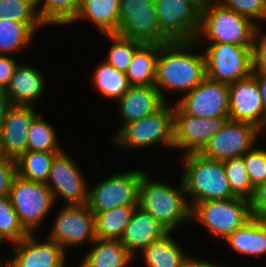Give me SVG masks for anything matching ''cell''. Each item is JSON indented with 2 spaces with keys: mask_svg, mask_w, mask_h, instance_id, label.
I'll list each match as a JSON object with an SVG mask.
<instances>
[{
  "mask_svg": "<svg viewBox=\"0 0 266 267\" xmlns=\"http://www.w3.org/2000/svg\"><path fill=\"white\" fill-rule=\"evenodd\" d=\"M2 123H0V142H1V133H2Z\"/></svg>",
  "mask_w": 266,
  "mask_h": 267,
  "instance_id": "obj_48",
  "label": "cell"
},
{
  "mask_svg": "<svg viewBox=\"0 0 266 267\" xmlns=\"http://www.w3.org/2000/svg\"><path fill=\"white\" fill-rule=\"evenodd\" d=\"M33 106L11 105L2 123L0 153L16 161L27 151L28 131L39 114Z\"/></svg>",
  "mask_w": 266,
  "mask_h": 267,
  "instance_id": "obj_19",
  "label": "cell"
},
{
  "mask_svg": "<svg viewBox=\"0 0 266 267\" xmlns=\"http://www.w3.org/2000/svg\"><path fill=\"white\" fill-rule=\"evenodd\" d=\"M183 157L181 179L186 197L191 198L188 200L190 208L202 201L236 197L230 189L223 162L207 159L200 153H189Z\"/></svg>",
  "mask_w": 266,
  "mask_h": 267,
  "instance_id": "obj_4",
  "label": "cell"
},
{
  "mask_svg": "<svg viewBox=\"0 0 266 267\" xmlns=\"http://www.w3.org/2000/svg\"><path fill=\"white\" fill-rule=\"evenodd\" d=\"M167 233L168 231L150 213L137 206L120 242L135 257L136 252L141 253Z\"/></svg>",
  "mask_w": 266,
  "mask_h": 267,
  "instance_id": "obj_21",
  "label": "cell"
},
{
  "mask_svg": "<svg viewBox=\"0 0 266 267\" xmlns=\"http://www.w3.org/2000/svg\"><path fill=\"white\" fill-rule=\"evenodd\" d=\"M249 200L234 197L226 200H208L191 208V220L198 221L209 236L225 239L251 219Z\"/></svg>",
  "mask_w": 266,
  "mask_h": 267,
  "instance_id": "obj_6",
  "label": "cell"
},
{
  "mask_svg": "<svg viewBox=\"0 0 266 267\" xmlns=\"http://www.w3.org/2000/svg\"><path fill=\"white\" fill-rule=\"evenodd\" d=\"M0 267H4L1 257H0Z\"/></svg>",
  "mask_w": 266,
  "mask_h": 267,
  "instance_id": "obj_49",
  "label": "cell"
},
{
  "mask_svg": "<svg viewBox=\"0 0 266 267\" xmlns=\"http://www.w3.org/2000/svg\"><path fill=\"white\" fill-rule=\"evenodd\" d=\"M203 53L206 77L212 81L230 85L253 73V47L208 44Z\"/></svg>",
  "mask_w": 266,
  "mask_h": 267,
  "instance_id": "obj_9",
  "label": "cell"
},
{
  "mask_svg": "<svg viewBox=\"0 0 266 267\" xmlns=\"http://www.w3.org/2000/svg\"><path fill=\"white\" fill-rule=\"evenodd\" d=\"M11 106V102L5 94L4 90H0V123H3L6 112Z\"/></svg>",
  "mask_w": 266,
  "mask_h": 267,
  "instance_id": "obj_46",
  "label": "cell"
},
{
  "mask_svg": "<svg viewBox=\"0 0 266 267\" xmlns=\"http://www.w3.org/2000/svg\"><path fill=\"white\" fill-rule=\"evenodd\" d=\"M172 232L151 243L141 253L146 267H182L189 257L174 241Z\"/></svg>",
  "mask_w": 266,
  "mask_h": 267,
  "instance_id": "obj_27",
  "label": "cell"
},
{
  "mask_svg": "<svg viewBox=\"0 0 266 267\" xmlns=\"http://www.w3.org/2000/svg\"><path fill=\"white\" fill-rule=\"evenodd\" d=\"M230 189L236 197L249 200L252 197V186L243 157L230 158L223 161Z\"/></svg>",
  "mask_w": 266,
  "mask_h": 267,
  "instance_id": "obj_36",
  "label": "cell"
},
{
  "mask_svg": "<svg viewBox=\"0 0 266 267\" xmlns=\"http://www.w3.org/2000/svg\"><path fill=\"white\" fill-rule=\"evenodd\" d=\"M116 34L143 44L170 43L160 31L152 0H120Z\"/></svg>",
  "mask_w": 266,
  "mask_h": 267,
  "instance_id": "obj_10",
  "label": "cell"
},
{
  "mask_svg": "<svg viewBox=\"0 0 266 267\" xmlns=\"http://www.w3.org/2000/svg\"><path fill=\"white\" fill-rule=\"evenodd\" d=\"M229 120L253 124L264 133V112L256 78L229 85Z\"/></svg>",
  "mask_w": 266,
  "mask_h": 267,
  "instance_id": "obj_18",
  "label": "cell"
},
{
  "mask_svg": "<svg viewBox=\"0 0 266 267\" xmlns=\"http://www.w3.org/2000/svg\"><path fill=\"white\" fill-rule=\"evenodd\" d=\"M143 170H130L107 177L91 188L88 186L86 206L93 214L119 206H138L139 185Z\"/></svg>",
  "mask_w": 266,
  "mask_h": 267,
  "instance_id": "obj_7",
  "label": "cell"
},
{
  "mask_svg": "<svg viewBox=\"0 0 266 267\" xmlns=\"http://www.w3.org/2000/svg\"><path fill=\"white\" fill-rule=\"evenodd\" d=\"M16 176L15 161L0 153V196H9L12 182Z\"/></svg>",
  "mask_w": 266,
  "mask_h": 267,
  "instance_id": "obj_40",
  "label": "cell"
},
{
  "mask_svg": "<svg viewBox=\"0 0 266 267\" xmlns=\"http://www.w3.org/2000/svg\"><path fill=\"white\" fill-rule=\"evenodd\" d=\"M80 267H127L134 257L118 240L95 239Z\"/></svg>",
  "mask_w": 266,
  "mask_h": 267,
  "instance_id": "obj_25",
  "label": "cell"
},
{
  "mask_svg": "<svg viewBox=\"0 0 266 267\" xmlns=\"http://www.w3.org/2000/svg\"><path fill=\"white\" fill-rule=\"evenodd\" d=\"M61 152L26 151L16 161V173L21 179L46 184L52 163Z\"/></svg>",
  "mask_w": 266,
  "mask_h": 267,
  "instance_id": "obj_29",
  "label": "cell"
},
{
  "mask_svg": "<svg viewBox=\"0 0 266 267\" xmlns=\"http://www.w3.org/2000/svg\"><path fill=\"white\" fill-rule=\"evenodd\" d=\"M38 114L32 121L28 131L27 151L62 152L58 145V136L53 126Z\"/></svg>",
  "mask_w": 266,
  "mask_h": 267,
  "instance_id": "obj_34",
  "label": "cell"
},
{
  "mask_svg": "<svg viewBox=\"0 0 266 267\" xmlns=\"http://www.w3.org/2000/svg\"><path fill=\"white\" fill-rule=\"evenodd\" d=\"M41 70L19 63L4 90L11 105L33 106L40 100L45 89V78ZM36 101V102H35Z\"/></svg>",
  "mask_w": 266,
  "mask_h": 267,
  "instance_id": "obj_22",
  "label": "cell"
},
{
  "mask_svg": "<svg viewBox=\"0 0 266 267\" xmlns=\"http://www.w3.org/2000/svg\"><path fill=\"white\" fill-rule=\"evenodd\" d=\"M29 233L21 225L12 207L9 196H0V237L13 244L27 237Z\"/></svg>",
  "mask_w": 266,
  "mask_h": 267,
  "instance_id": "obj_37",
  "label": "cell"
},
{
  "mask_svg": "<svg viewBox=\"0 0 266 267\" xmlns=\"http://www.w3.org/2000/svg\"><path fill=\"white\" fill-rule=\"evenodd\" d=\"M223 240L240 255L264 256L266 254V220L251 218Z\"/></svg>",
  "mask_w": 266,
  "mask_h": 267,
  "instance_id": "obj_23",
  "label": "cell"
},
{
  "mask_svg": "<svg viewBox=\"0 0 266 267\" xmlns=\"http://www.w3.org/2000/svg\"><path fill=\"white\" fill-rule=\"evenodd\" d=\"M261 134L264 133L253 124L228 119L200 154L207 159L221 162L242 157L257 144Z\"/></svg>",
  "mask_w": 266,
  "mask_h": 267,
  "instance_id": "obj_13",
  "label": "cell"
},
{
  "mask_svg": "<svg viewBox=\"0 0 266 267\" xmlns=\"http://www.w3.org/2000/svg\"><path fill=\"white\" fill-rule=\"evenodd\" d=\"M256 27L252 20L223 7L216 0H203L200 31L195 41L200 48L206 46L207 41L209 44L253 47ZM203 36L207 41L203 42Z\"/></svg>",
  "mask_w": 266,
  "mask_h": 267,
  "instance_id": "obj_2",
  "label": "cell"
},
{
  "mask_svg": "<svg viewBox=\"0 0 266 267\" xmlns=\"http://www.w3.org/2000/svg\"><path fill=\"white\" fill-rule=\"evenodd\" d=\"M34 234H29L13 246L8 267H65L66 253L55 241L46 239L39 242Z\"/></svg>",
  "mask_w": 266,
  "mask_h": 267,
  "instance_id": "obj_17",
  "label": "cell"
},
{
  "mask_svg": "<svg viewBox=\"0 0 266 267\" xmlns=\"http://www.w3.org/2000/svg\"><path fill=\"white\" fill-rule=\"evenodd\" d=\"M165 103L155 113L125 125L112 141L120 148L139 149L165 145L172 149L174 147V106Z\"/></svg>",
  "mask_w": 266,
  "mask_h": 267,
  "instance_id": "obj_5",
  "label": "cell"
},
{
  "mask_svg": "<svg viewBox=\"0 0 266 267\" xmlns=\"http://www.w3.org/2000/svg\"><path fill=\"white\" fill-rule=\"evenodd\" d=\"M119 5L120 0H81L80 10L70 24L90 20L103 35L116 34Z\"/></svg>",
  "mask_w": 266,
  "mask_h": 267,
  "instance_id": "obj_24",
  "label": "cell"
},
{
  "mask_svg": "<svg viewBox=\"0 0 266 267\" xmlns=\"http://www.w3.org/2000/svg\"><path fill=\"white\" fill-rule=\"evenodd\" d=\"M175 103L188 116L229 117V85L206 77Z\"/></svg>",
  "mask_w": 266,
  "mask_h": 267,
  "instance_id": "obj_14",
  "label": "cell"
},
{
  "mask_svg": "<svg viewBox=\"0 0 266 267\" xmlns=\"http://www.w3.org/2000/svg\"><path fill=\"white\" fill-rule=\"evenodd\" d=\"M182 267H214V263L213 262H209V261H204L201 260L200 258H195V257H188L184 263Z\"/></svg>",
  "mask_w": 266,
  "mask_h": 267,
  "instance_id": "obj_45",
  "label": "cell"
},
{
  "mask_svg": "<svg viewBox=\"0 0 266 267\" xmlns=\"http://www.w3.org/2000/svg\"><path fill=\"white\" fill-rule=\"evenodd\" d=\"M167 101L163 99L155 85L130 86L117 100L121 122L116 134L125 126L158 111Z\"/></svg>",
  "mask_w": 266,
  "mask_h": 267,
  "instance_id": "obj_20",
  "label": "cell"
},
{
  "mask_svg": "<svg viewBox=\"0 0 266 267\" xmlns=\"http://www.w3.org/2000/svg\"><path fill=\"white\" fill-rule=\"evenodd\" d=\"M252 75L256 78L264 112V134H266V71L253 70Z\"/></svg>",
  "mask_w": 266,
  "mask_h": 267,
  "instance_id": "obj_44",
  "label": "cell"
},
{
  "mask_svg": "<svg viewBox=\"0 0 266 267\" xmlns=\"http://www.w3.org/2000/svg\"><path fill=\"white\" fill-rule=\"evenodd\" d=\"M203 0H160L155 3L161 33L170 42L195 41Z\"/></svg>",
  "mask_w": 266,
  "mask_h": 267,
  "instance_id": "obj_8",
  "label": "cell"
},
{
  "mask_svg": "<svg viewBox=\"0 0 266 267\" xmlns=\"http://www.w3.org/2000/svg\"><path fill=\"white\" fill-rule=\"evenodd\" d=\"M137 206H119L94 214L96 239L120 241Z\"/></svg>",
  "mask_w": 266,
  "mask_h": 267,
  "instance_id": "obj_28",
  "label": "cell"
},
{
  "mask_svg": "<svg viewBox=\"0 0 266 267\" xmlns=\"http://www.w3.org/2000/svg\"><path fill=\"white\" fill-rule=\"evenodd\" d=\"M145 173L139 185L138 206L150 213L168 232L176 230L186 221L191 222V208L186 201L183 181L172 187L152 180Z\"/></svg>",
  "mask_w": 266,
  "mask_h": 267,
  "instance_id": "obj_3",
  "label": "cell"
},
{
  "mask_svg": "<svg viewBox=\"0 0 266 267\" xmlns=\"http://www.w3.org/2000/svg\"><path fill=\"white\" fill-rule=\"evenodd\" d=\"M35 32L24 22L0 20V54L20 52L32 43Z\"/></svg>",
  "mask_w": 266,
  "mask_h": 267,
  "instance_id": "obj_32",
  "label": "cell"
},
{
  "mask_svg": "<svg viewBox=\"0 0 266 267\" xmlns=\"http://www.w3.org/2000/svg\"><path fill=\"white\" fill-rule=\"evenodd\" d=\"M249 206L252 218H266V180L254 187Z\"/></svg>",
  "mask_w": 266,
  "mask_h": 267,
  "instance_id": "obj_42",
  "label": "cell"
},
{
  "mask_svg": "<svg viewBox=\"0 0 266 267\" xmlns=\"http://www.w3.org/2000/svg\"><path fill=\"white\" fill-rule=\"evenodd\" d=\"M214 267H227V265L224 266V265H220V264H218V263H217V264L214 263Z\"/></svg>",
  "mask_w": 266,
  "mask_h": 267,
  "instance_id": "obj_47",
  "label": "cell"
},
{
  "mask_svg": "<svg viewBox=\"0 0 266 267\" xmlns=\"http://www.w3.org/2000/svg\"><path fill=\"white\" fill-rule=\"evenodd\" d=\"M67 154L63 150L55 157L45 185L51 191L55 203L61 197L67 202L65 205H85L88 193L87 181L77 167L79 165Z\"/></svg>",
  "mask_w": 266,
  "mask_h": 267,
  "instance_id": "obj_16",
  "label": "cell"
},
{
  "mask_svg": "<svg viewBox=\"0 0 266 267\" xmlns=\"http://www.w3.org/2000/svg\"><path fill=\"white\" fill-rule=\"evenodd\" d=\"M54 221L47 238L57 242L65 252L69 247L92 244L96 239L95 216L86 204L62 206Z\"/></svg>",
  "mask_w": 266,
  "mask_h": 267,
  "instance_id": "obj_12",
  "label": "cell"
},
{
  "mask_svg": "<svg viewBox=\"0 0 266 267\" xmlns=\"http://www.w3.org/2000/svg\"><path fill=\"white\" fill-rule=\"evenodd\" d=\"M38 14L46 26L69 25L77 16L81 0H35Z\"/></svg>",
  "mask_w": 266,
  "mask_h": 267,
  "instance_id": "obj_30",
  "label": "cell"
},
{
  "mask_svg": "<svg viewBox=\"0 0 266 267\" xmlns=\"http://www.w3.org/2000/svg\"><path fill=\"white\" fill-rule=\"evenodd\" d=\"M247 174L253 187L266 180V149L254 146L243 156Z\"/></svg>",
  "mask_w": 266,
  "mask_h": 267,
  "instance_id": "obj_39",
  "label": "cell"
},
{
  "mask_svg": "<svg viewBox=\"0 0 266 267\" xmlns=\"http://www.w3.org/2000/svg\"><path fill=\"white\" fill-rule=\"evenodd\" d=\"M257 25L253 41V69L266 71V34ZM263 33V34H262Z\"/></svg>",
  "mask_w": 266,
  "mask_h": 267,
  "instance_id": "obj_41",
  "label": "cell"
},
{
  "mask_svg": "<svg viewBox=\"0 0 266 267\" xmlns=\"http://www.w3.org/2000/svg\"><path fill=\"white\" fill-rule=\"evenodd\" d=\"M0 20L24 22L35 33L47 27L38 14L35 0H0Z\"/></svg>",
  "mask_w": 266,
  "mask_h": 267,
  "instance_id": "obj_33",
  "label": "cell"
},
{
  "mask_svg": "<svg viewBox=\"0 0 266 267\" xmlns=\"http://www.w3.org/2000/svg\"><path fill=\"white\" fill-rule=\"evenodd\" d=\"M223 7L252 20L256 25L266 21V0H216ZM260 21V22H258ZM261 23V24H260Z\"/></svg>",
  "mask_w": 266,
  "mask_h": 267,
  "instance_id": "obj_38",
  "label": "cell"
},
{
  "mask_svg": "<svg viewBox=\"0 0 266 267\" xmlns=\"http://www.w3.org/2000/svg\"><path fill=\"white\" fill-rule=\"evenodd\" d=\"M195 47H198L196 41L170 42L161 46L156 63L155 87L165 101L166 91L184 95L206 78L205 55L194 53L192 49Z\"/></svg>",
  "mask_w": 266,
  "mask_h": 267,
  "instance_id": "obj_1",
  "label": "cell"
},
{
  "mask_svg": "<svg viewBox=\"0 0 266 267\" xmlns=\"http://www.w3.org/2000/svg\"><path fill=\"white\" fill-rule=\"evenodd\" d=\"M162 45L142 44L135 52L126 76L131 86L155 85L156 63Z\"/></svg>",
  "mask_w": 266,
  "mask_h": 267,
  "instance_id": "obj_26",
  "label": "cell"
},
{
  "mask_svg": "<svg viewBox=\"0 0 266 267\" xmlns=\"http://www.w3.org/2000/svg\"><path fill=\"white\" fill-rule=\"evenodd\" d=\"M9 199L24 229L33 234L54 207L51 191L43 183L31 182L16 176Z\"/></svg>",
  "mask_w": 266,
  "mask_h": 267,
  "instance_id": "obj_11",
  "label": "cell"
},
{
  "mask_svg": "<svg viewBox=\"0 0 266 267\" xmlns=\"http://www.w3.org/2000/svg\"><path fill=\"white\" fill-rule=\"evenodd\" d=\"M229 117H193L174 105V147L185 150L183 155L200 153L222 129Z\"/></svg>",
  "mask_w": 266,
  "mask_h": 267,
  "instance_id": "obj_15",
  "label": "cell"
},
{
  "mask_svg": "<svg viewBox=\"0 0 266 267\" xmlns=\"http://www.w3.org/2000/svg\"><path fill=\"white\" fill-rule=\"evenodd\" d=\"M5 241L0 237V246L2 243H4Z\"/></svg>",
  "mask_w": 266,
  "mask_h": 267,
  "instance_id": "obj_50",
  "label": "cell"
},
{
  "mask_svg": "<svg viewBox=\"0 0 266 267\" xmlns=\"http://www.w3.org/2000/svg\"><path fill=\"white\" fill-rule=\"evenodd\" d=\"M92 80L94 87L103 97L111 98L115 102L131 86L124 72L116 70L104 61L94 71Z\"/></svg>",
  "mask_w": 266,
  "mask_h": 267,
  "instance_id": "obj_31",
  "label": "cell"
},
{
  "mask_svg": "<svg viewBox=\"0 0 266 267\" xmlns=\"http://www.w3.org/2000/svg\"><path fill=\"white\" fill-rule=\"evenodd\" d=\"M4 262H5L6 267H8V259H6Z\"/></svg>",
  "mask_w": 266,
  "mask_h": 267,
  "instance_id": "obj_51",
  "label": "cell"
},
{
  "mask_svg": "<svg viewBox=\"0 0 266 267\" xmlns=\"http://www.w3.org/2000/svg\"><path fill=\"white\" fill-rule=\"evenodd\" d=\"M19 62L9 55L0 54V90H5Z\"/></svg>",
  "mask_w": 266,
  "mask_h": 267,
  "instance_id": "obj_43",
  "label": "cell"
},
{
  "mask_svg": "<svg viewBox=\"0 0 266 267\" xmlns=\"http://www.w3.org/2000/svg\"><path fill=\"white\" fill-rule=\"evenodd\" d=\"M104 36L112 42L105 62L116 70L126 73L136 50L143 43L117 34H104Z\"/></svg>",
  "mask_w": 266,
  "mask_h": 267,
  "instance_id": "obj_35",
  "label": "cell"
}]
</instances>
